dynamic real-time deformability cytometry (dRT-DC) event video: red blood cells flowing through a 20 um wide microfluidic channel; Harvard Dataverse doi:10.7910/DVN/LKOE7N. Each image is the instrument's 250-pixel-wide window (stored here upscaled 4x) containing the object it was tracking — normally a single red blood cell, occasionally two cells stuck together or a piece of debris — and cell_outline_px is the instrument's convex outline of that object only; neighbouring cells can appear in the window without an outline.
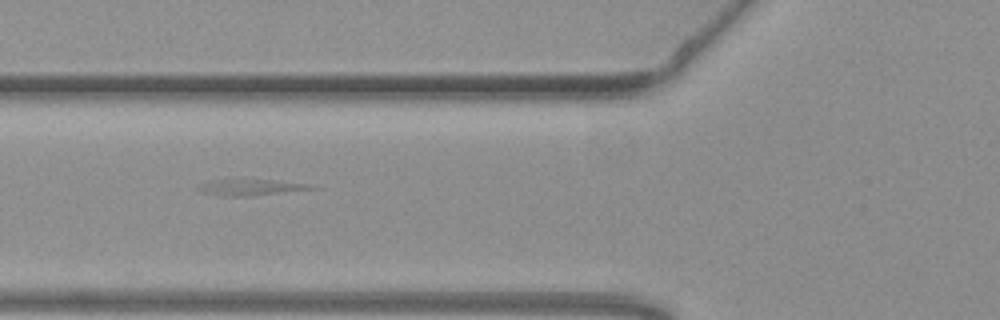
{"species": "common noctule bat (a hibernating species)", "species_latin": "Nyctalus noctula", "temperature_condition": "warm", "stored_images_in_passage": 24, "camera_frame_rate_fps": 3000, "um_per_image_px": 0.085, "animal": {"sex": "female", "body_mass_g": 19.3, "forearm_length_mm": 54.1}, "frame": {"image": 1, "passage_image": 4, "time_ms": 1.0, "image_size_px": [1000, 320], "cell_outline_px": [[320, 188], [252, 196], [220, 196], [204, 192], [196, 188], [212, 180], [272, 180], [308, 184]], "centroid_in_image_um": [21.36, 15.94], "position_along_channel_um": 104.4, "area_um2": 10.29}}
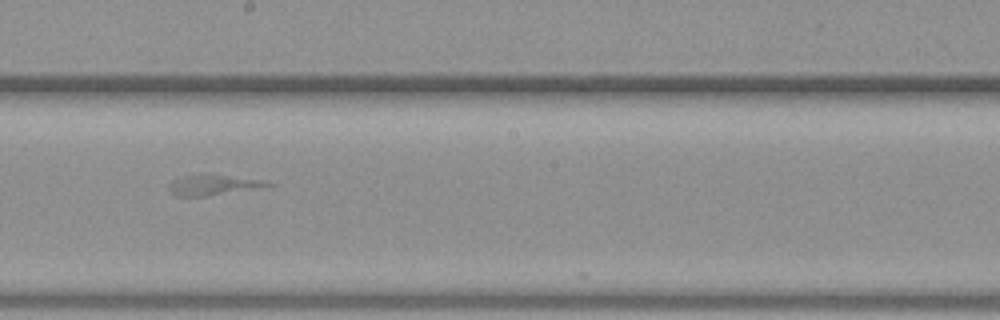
{"frame": {"image": 2, "passage_image": 14, "time_ms": 4.333, "image_size_px": [1000, 320], "cell_outline_px": [[276, 184], [208, 196], [176, 196], [168, 188], [168, 184], [184, 176], [204, 172], [208, 172], [260, 180]], "centroid_in_image_um": [18.05, 15.69], "position_along_channel_um": 230.1, "area_um2": 11.68}}
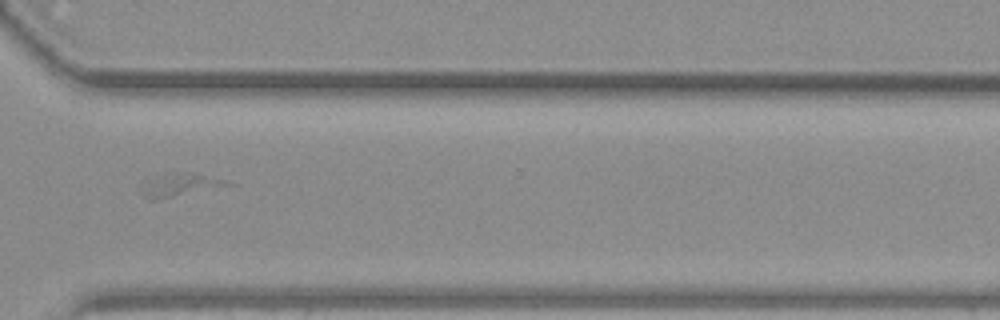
{"frame": {"image": 3, "passage_image": 24, "time_ms": 7.667, "image_size_px": [1000, 320], "cell_outline_px": [[240, 184], [172, 196], [144, 196], [140, 188], [144, 180], [160, 176], [180, 172], [196, 172]], "centroid_in_image_um": [15.44, 15.65], "position_along_channel_um": 355.2, "area_um2": 11.04}}